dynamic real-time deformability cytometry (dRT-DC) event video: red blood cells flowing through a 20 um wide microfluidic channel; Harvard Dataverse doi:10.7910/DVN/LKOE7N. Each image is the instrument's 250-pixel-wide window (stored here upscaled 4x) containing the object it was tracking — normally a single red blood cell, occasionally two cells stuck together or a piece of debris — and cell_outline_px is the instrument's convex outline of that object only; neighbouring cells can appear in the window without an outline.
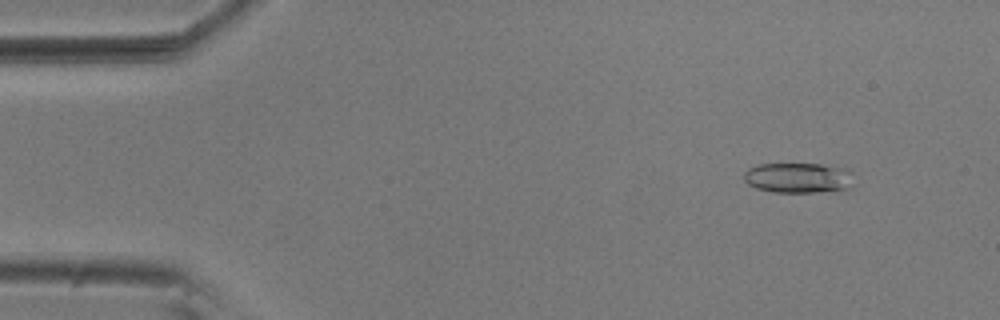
{"species": "common noctule bat (a hibernating species)", "species_latin": "Nyctalus noctula", "temperature_condition": "room temperature", "stored_images_in_passage": 54, "camera_frame_rate_fps": 3000, "um_per_image_px": 0.085, "animal": {"sex": "male", "body_mass_g": 20.5, "forearm_length_mm": 52.5}, "frame": {"image": 1, "passage_image": 5, "time_ms": 1.333, "image_size_px": [1000, 320], "cell_outline_px": [[852, 172], [848, 188], [812, 192], [772, 192], [756, 188], [748, 184], [744, 180], [744, 172], [748, 168], [760, 164], [820, 164], [848, 168]], "centroid_in_image_um": [67.8, 15.1], "position_along_channel_um": 17.2, "area_um2": 19.19}}
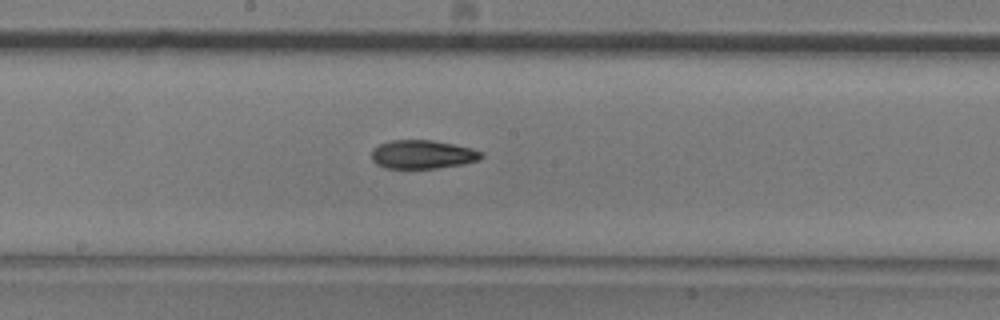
{"frame": {"image": 2, "passage_image": 28, "time_ms": 9.0, "image_size_px": [1000, 320], "cell_outline_px": [[484, 156], [480, 160], [464, 164], [436, 168], [384, 168], [376, 164], [372, 160], [372, 148], [380, 144], [392, 140], [432, 140], [472, 148], [484, 152]], "centroid_in_image_um": [35.94, 13.13], "position_along_channel_um": 212.3, "area_um2": 18.44}}
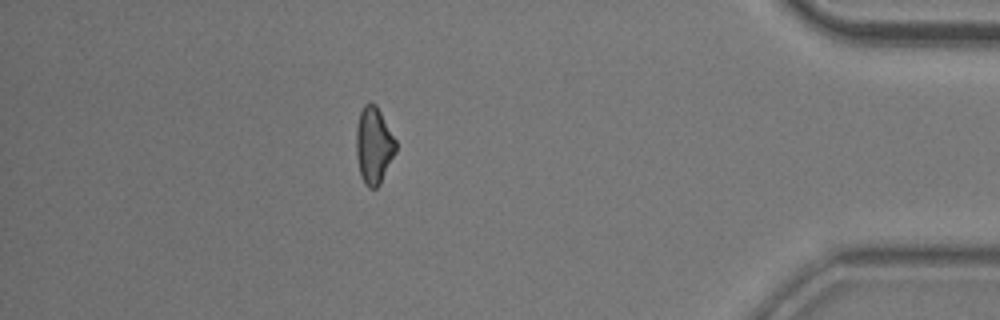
{"frame": {"image": 3, "passage_image": 47, "time_ms": 15.333, "image_size_px": [1000, 320], "cell_outline_px": [[396, 152], [380, 184], [376, 188], [368, 188], [364, 184], [360, 176], [356, 156], [356, 124], [360, 112], [364, 104], [376, 104], [396, 140]], "centroid_in_image_um": [31.76, 12.39], "position_along_channel_um": 403.4, "area_um2": 17.86}, "authors_computed_cell_mechanics": {"area_um2": 18.4382, "velocity_mm_per_s": 3.7287, "shape_relaxation_time_tau1_ms": 9.3468, "shape_relaxation_time_tau2_ms": 6.0742, "deformation_change_tau1": 0.1815, "deformation_change_tau2": 0.1424}}